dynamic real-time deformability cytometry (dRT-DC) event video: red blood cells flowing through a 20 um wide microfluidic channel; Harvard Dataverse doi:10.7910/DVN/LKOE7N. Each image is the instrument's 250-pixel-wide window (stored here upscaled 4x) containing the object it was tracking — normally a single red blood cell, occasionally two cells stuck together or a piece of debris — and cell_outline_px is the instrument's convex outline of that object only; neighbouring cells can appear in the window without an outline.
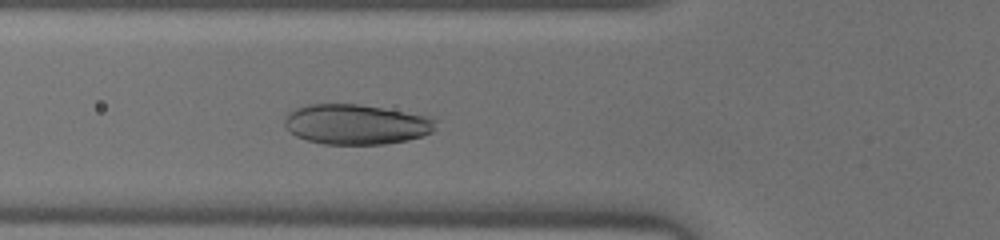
{"species": "human", "species_latin": "Homo sapiens", "temperature_condition": "warm", "stored_images_in_passage": 29, "camera_frame_rate_fps": 3000, "um_per_image_px": 0.085, "donor": {"sex": "male"}, "frame": {"image": 1, "passage_image": 5, "time_ms": 1.333, "image_size_px": [1000, 240], "cell_outline_px": [[436, 128], [432, 132], [424, 136], [408, 140], [384, 144], [324, 144], [308, 140], [296, 136], [284, 124], [284, 116], [288, 112], [296, 108], [308, 104], [360, 104], [432, 116], [436, 120]], "centroid_in_image_um": [30.31, 10.56], "position_along_channel_um": 95.5, "area_um2": 35.6}}
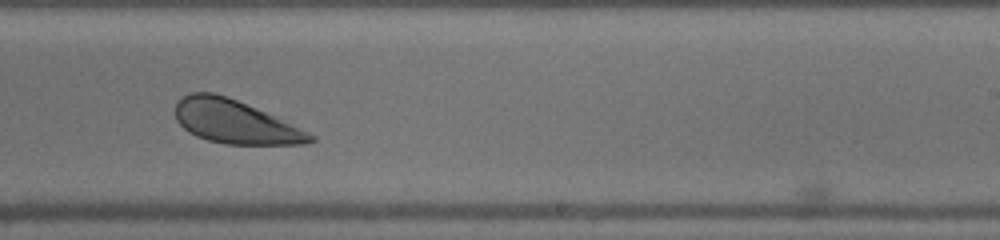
{"frame": {"image": 2, "passage_image": 17, "time_ms": 5.333, "image_size_px": [1000, 240], "cell_outline_px": [[316, 140], [308, 144], [224, 144], [208, 140], [196, 136], [188, 132], [176, 120], [176, 104], [188, 92], [212, 92], [236, 100], [264, 112], [316, 136]], "centroid_in_image_um": [19.94, 10.37], "position_along_channel_um": 269.1, "area_um2": 33.52}}
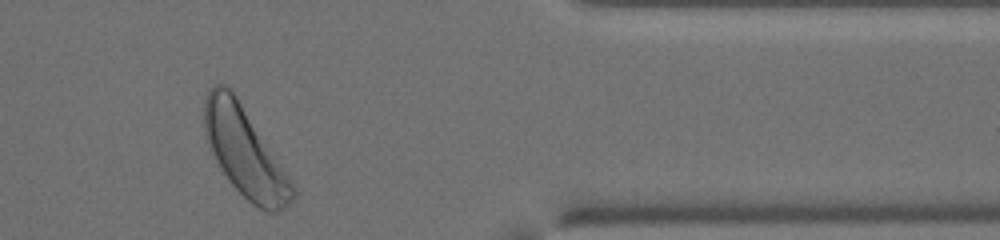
{"frame": {"image": 3, "passage_image": 27, "time_ms": 8.667, "image_size_px": [1000, 240], "cell_outline_px": [[296, 192], [288, 204], [284, 208], [276, 212], [268, 212], [252, 204], [228, 180], [220, 168], [204, 136], [204, 100], [208, 92], [216, 84], [224, 84], [236, 96], [292, 180]], "centroid_in_image_um": [20.8, 12.94], "position_along_channel_um": 390.6, "area_um2": 45.03}}